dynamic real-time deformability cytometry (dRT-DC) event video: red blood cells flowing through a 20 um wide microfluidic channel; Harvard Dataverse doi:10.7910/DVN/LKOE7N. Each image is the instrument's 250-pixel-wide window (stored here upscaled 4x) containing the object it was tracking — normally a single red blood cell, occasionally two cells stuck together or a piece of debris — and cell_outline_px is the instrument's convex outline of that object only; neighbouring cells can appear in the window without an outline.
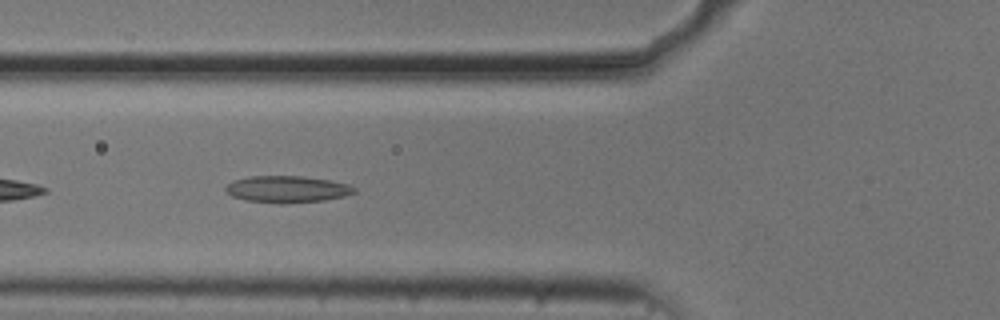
{"species": "common noctule bat (a hibernating species)", "species_latin": "Nyctalus noctula", "temperature_condition": "cold", "stored_images_in_passage": 11, "camera_frame_rate_fps": 3000, "um_per_image_px": 0.085, "animal": {"sex": "male", "body_mass_g": 20.5, "forearm_length_mm": 52.5}, "frame": {"image": 1, "passage_image": 5, "time_ms": 1.333, "image_size_px": [1000, 320], "cell_outline_px": [[356, 192], [344, 196], [324, 200], [288, 204], [276, 204], [244, 200], [232, 196], [224, 192], [224, 188], [232, 180], [248, 176], [300, 176], [332, 180], [348, 184], [356, 188]], "centroid_in_image_um": [24.37, 16.09], "position_along_channel_um": 101.4, "area_um2": 20.46}}
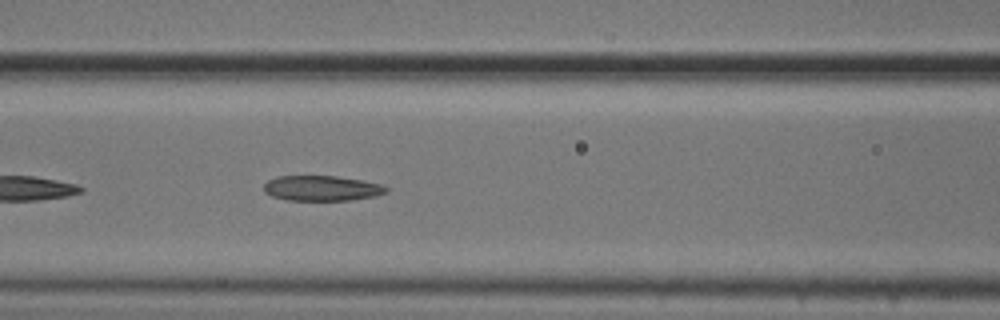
{"frame": {"image": 2, "passage_image": 8, "time_ms": 2.333, "image_size_px": [1000, 320], "cell_outline_px": [[388, 192], [376, 196], [352, 200], [288, 200], [272, 196], [264, 192], [264, 184], [268, 180], [276, 176], [336, 176], [364, 180], [380, 184], [388, 188]], "centroid_in_image_um": [27.36, 16.0], "position_along_channel_um": 139.2, "area_um2": 18.09}}